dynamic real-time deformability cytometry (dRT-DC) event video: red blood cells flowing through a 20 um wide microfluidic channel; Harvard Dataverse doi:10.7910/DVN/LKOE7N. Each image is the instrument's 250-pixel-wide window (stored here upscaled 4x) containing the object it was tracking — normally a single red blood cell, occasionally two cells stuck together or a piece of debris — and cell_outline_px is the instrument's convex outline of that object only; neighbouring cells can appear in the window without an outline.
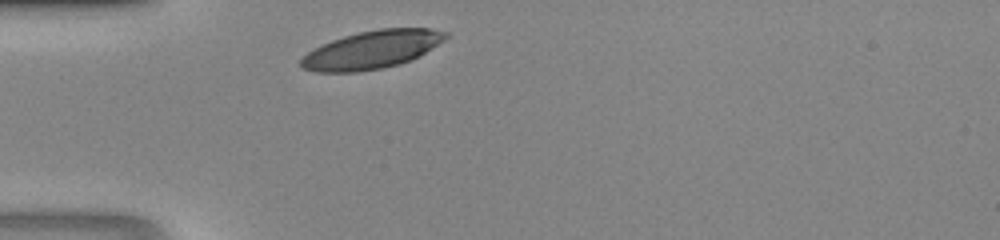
{"species": "human", "species_latin": "Homo sapiens", "temperature_condition": "room temperature", "stored_images_in_passage": 24, "camera_frame_rate_fps": 3000, "um_per_image_px": 0.085, "donor": {"sex": "male"}, "frame": {"image": 1, "passage_image": 1, "time_ms": 0.0, "image_size_px": [1000, 240], "cell_outline_px": [[448, 36], [444, 40], [424, 52], [408, 60], [396, 64], [380, 68], [356, 72], [316, 72], [300, 68], [300, 60], [308, 52], [320, 44], [344, 36], [360, 32], [380, 28], [428, 28], [448, 32]], "centroid_in_image_um": [31.55, 4.22], "position_along_channel_um": 53.5, "area_um2": 31.62}}
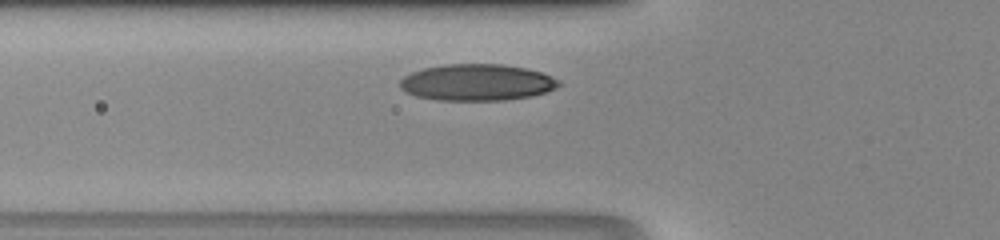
{"frame": {"image": 2, "passage_image": 4, "time_ms": 1.0, "image_size_px": [1000, 240], "cell_outline_px": [[560, 84], [556, 88], [532, 96], [504, 100], [440, 100], [416, 96], [404, 92], [400, 88], [400, 80], [404, 76], [412, 72], [424, 68], [444, 64], [504, 64], [524, 68], [540, 72], [560, 80]], "centroid_in_image_um": [40.52, 7.0], "position_along_channel_um": 85.3, "area_um2": 33.76}}
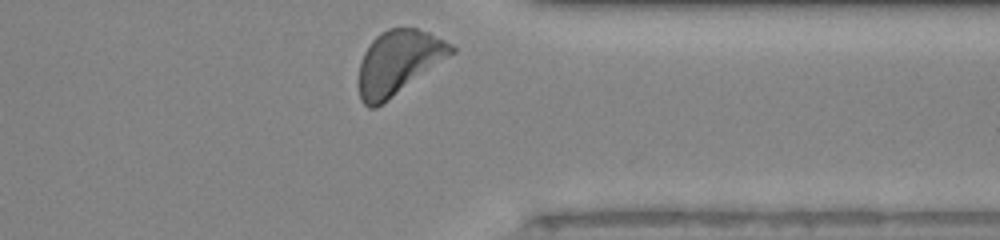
{"frame": {"image": 3, "passage_image": 24, "time_ms": 7.667, "image_size_px": [1000, 240], "cell_outline_px": [[456, 52], [388, 100], [376, 108], [368, 108], [360, 100], [360, 60], [364, 52], [372, 40], [380, 32], [388, 28], [416, 28], [428, 32], [452, 44], [456, 48]], "centroid_in_image_um": [33.88, 5.3], "position_along_channel_um": 377.5, "area_um2": 34.33}}